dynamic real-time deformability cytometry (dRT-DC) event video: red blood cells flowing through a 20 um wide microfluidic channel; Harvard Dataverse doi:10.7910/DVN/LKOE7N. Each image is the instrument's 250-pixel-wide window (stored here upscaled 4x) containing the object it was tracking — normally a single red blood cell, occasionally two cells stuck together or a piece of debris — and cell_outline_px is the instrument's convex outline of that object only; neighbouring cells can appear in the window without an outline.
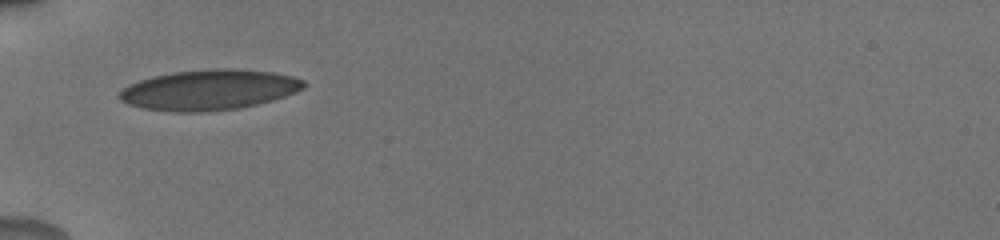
{"species": "human", "species_latin": "Homo sapiens", "temperature_condition": "cold", "stored_images_in_passage": 36, "camera_frame_rate_fps": 3000, "um_per_image_px": 0.085, "donor": {"sex": "male"}, "frame": {"image": 1, "passage_image": 1, "time_ms": 0.0, "image_size_px": [1000, 240], "cell_outline_px": [[308, 84], [304, 88], [296, 92], [272, 100], [240, 108], [204, 112], [172, 112], [144, 108], [128, 104], [120, 100], [116, 96], [128, 84], [152, 76], [176, 72], [212, 68], [236, 68], [272, 72], [292, 76], [304, 80]], "centroid_in_image_um": [17.78, 7.63], "position_along_channel_um": 67.2, "area_um2": 43.58}}
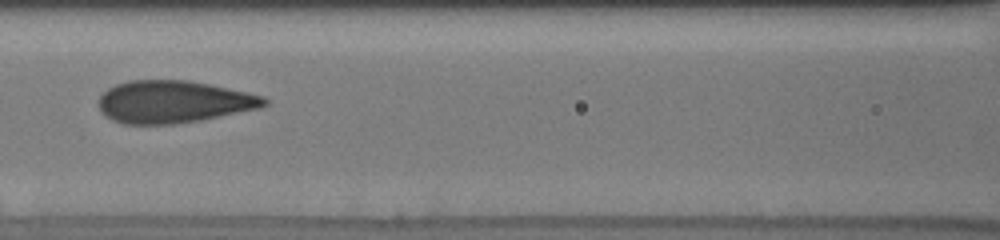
{"frame": {"image": 2, "passage_image": 8, "time_ms": 2.333, "image_size_px": [1000, 240], "cell_outline_px": [[268, 104], [264, 108], [200, 120], [172, 124], [124, 124], [112, 120], [100, 108], [100, 96], [108, 88], [116, 84], [128, 80], [188, 80], [248, 92], [264, 96], [268, 100]], "centroid_in_image_um": [14.81, 8.65], "position_along_channel_um": 151.8, "area_um2": 40.86}}
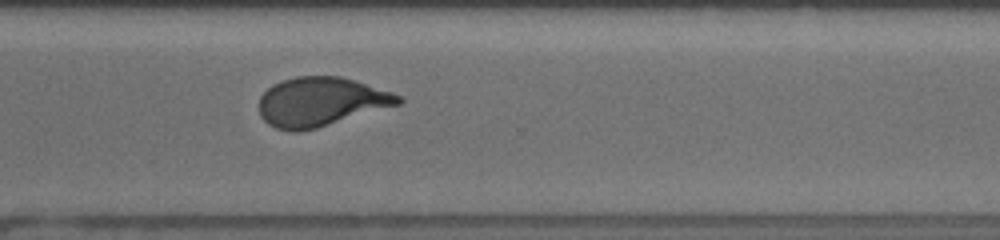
{"frame": {"image": 3, "passage_image": 23, "time_ms": 7.333, "image_size_px": [1000, 240], "cell_outline_px": [[404, 100], [400, 104], [316, 128], [276, 128], [268, 124], [260, 116], [260, 96], [272, 84], [296, 76], [340, 76], [392, 92], [404, 96]], "centroid_in_image_um": [27.31, 8.61], "position_along_channel_um": 343.3, "area_um2": 39.02}, "authors_computed_cell_mechanics": {"area_um2": 39.9109, "velocity_mm_per_s": 3.8373, "shape_relaxation_time_tau1_ms": 4.5645, "shape_relaxation_time_tau2_ms": null, "deformation_change_tau1": 0.168, "deformation_change_tau2": null}}